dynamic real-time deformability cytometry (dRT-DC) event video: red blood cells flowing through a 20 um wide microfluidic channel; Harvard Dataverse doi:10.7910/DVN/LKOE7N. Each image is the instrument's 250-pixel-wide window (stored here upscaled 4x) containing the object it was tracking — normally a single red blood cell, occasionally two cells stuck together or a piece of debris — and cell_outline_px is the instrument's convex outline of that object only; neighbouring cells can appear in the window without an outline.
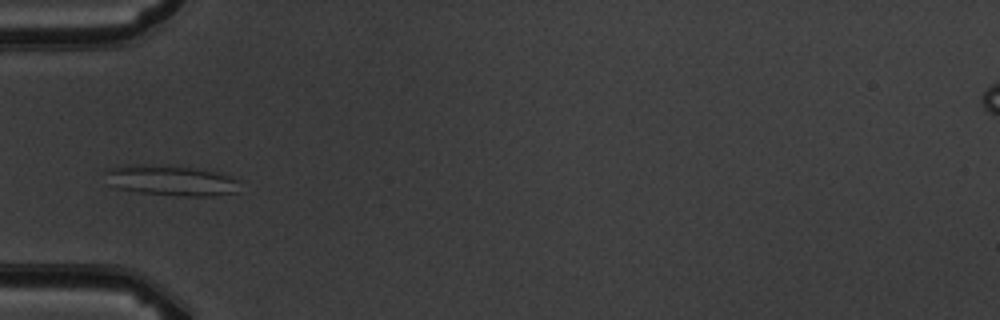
{"species": "common noctule bat (a hibernating species)", "species_latin": "Nyctalus noctula", "temperature_condition": "warm", "stored_images_in_passage": 4, "camera_frame_rate_fps": 3000, "um_per_image_px": 0.085, "animal": {"sex": "male", "body_mass_g": 19.5, "forearm_length_mm": 54.6}, "frame": {"image": 1, "passage_image": 4, "time_ms": 4.333, "image_size_px": [1000, 320], "cell_outline_px": [[244, 180], [240, 192], [216, 196], [184, 196], [140, 192], [120, 188], [108, 184], [100, 172], [104, 168], [124, 164], [144, 164], [192, 168], [216, 172]], "centroid_in_image_um": [14.54, 15.33], "position_along_channel_um": 70.5, "area_um2": 24.62}}